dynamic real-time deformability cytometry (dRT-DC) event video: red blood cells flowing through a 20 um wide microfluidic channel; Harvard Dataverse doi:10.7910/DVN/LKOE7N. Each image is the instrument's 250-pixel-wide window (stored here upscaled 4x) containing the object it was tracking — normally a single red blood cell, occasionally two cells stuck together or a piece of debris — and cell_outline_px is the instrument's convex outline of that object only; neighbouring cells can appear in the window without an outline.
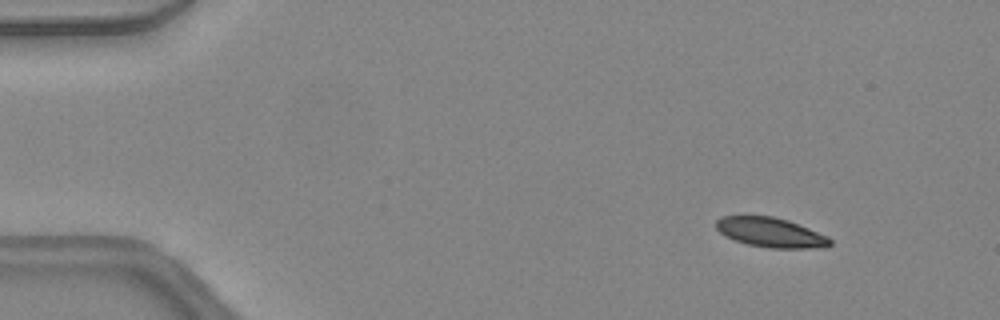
{"species": "common noctule bat (a hibernating species)", "species_latin": "Nyctalus noctula", "temperature_condition": "warm", "stored_images_in_passage": 42, "camera_frame_rate_fps": 3000, "um_per_image_px": 0.085, "animal": {"sex": "female", "body_mass_g": 24.6, "forearm_length_mm": 56.2}, "frame": {"image": 1, "passage_image": 1, "time_ms": 0.0, "image_size_px": [1000, 320], "cell_outline_px": [[832, 244], [812, 248], [768, 248], [748, 244], [724, 236], [716, 228], [716, 220], [724, 216], [772, 216], [788, 220], [828, 236], [832, 240]], "centroid_in_image_um": [65.49, 19.75], "position_along_channel_um": 19.5, "area_um2": 19.48}}
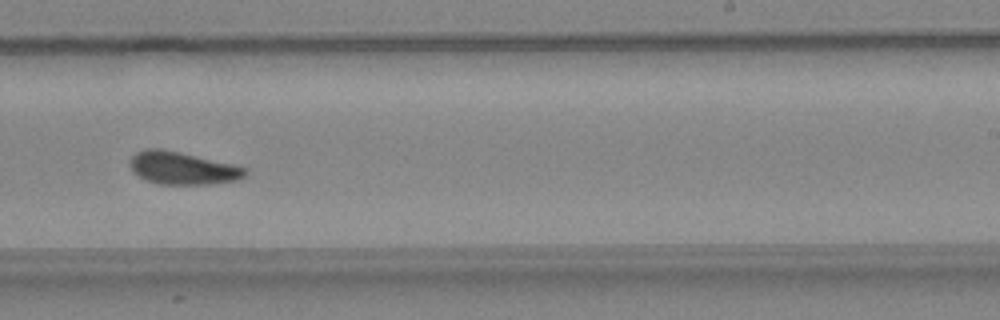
{"frame": {"image": 2, "passage_image": 25, "time_ms": 8.0, "image_size_px": [1000, 320], "cell_outline_px": [[248, 172], [244, 176], [236, 180], [212, 184], [160, 184], [144, 180], [132, 172], [128, 164], [132, 156], [136, 152], [144, 148], [160, 148], [180, 152], [232, 164], [248, 168]], "centroid_in_image_um": [15.46, 14.29], "position_along_channel_um": 273.5, "area_um2": 22.08}}
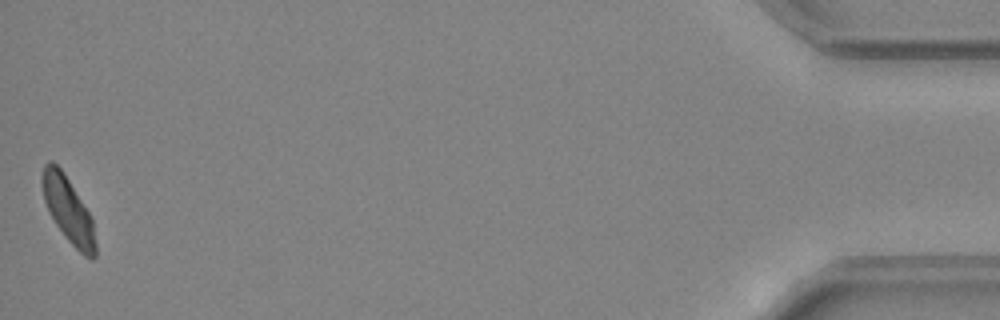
{"frame": {"image": 3, "passage_image": 42, "time_ms": 13.667, "image_size_px": [1000, 320], "cell_outline_px": [[96, 256], [92, 260], [84, 256], [64, 236], [48, 212], [44, 200], [40, 180], [40, 176], [44, 164], [48, 160], [52, 160], [64, 172], [88, 212], [92, 220], [96, 244]], "centroid_in_image_um": [5.76, 17.82], "position_along_channel_um": 429.4, "area_um2": 20.4}, "authors_computed_cell_mechanics": {"area_um2": 21.2415, "velocity_mm_per_s": 4.4498, "shape_relaxation_time_tau1_ms": 4.5522, "shape_relaxation_time_tau2_ms": 4.8375, "deformation_change_tau1": 0.1185, "deformation_change_tau2": 0.1001}}